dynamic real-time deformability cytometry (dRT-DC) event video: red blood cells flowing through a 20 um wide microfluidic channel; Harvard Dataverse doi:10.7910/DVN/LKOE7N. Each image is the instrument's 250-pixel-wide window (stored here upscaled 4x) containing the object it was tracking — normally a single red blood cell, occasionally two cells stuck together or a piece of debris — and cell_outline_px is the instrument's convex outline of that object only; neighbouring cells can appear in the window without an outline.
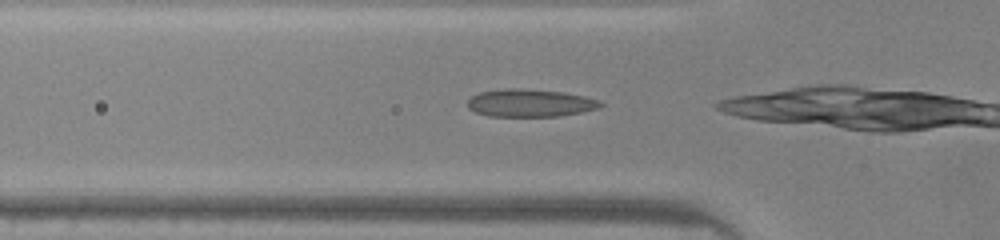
{"species": "common noctule bat (a hibernating species)", "species_latin": "Nyctalus noctula", "temperature_condition": "warm", "stored_images_in_passage": 12, "camera_frame_rate_fps": 3000, "um_per_image_px": 0.085, "animal": {"sex": "male", "body_mass_g": 20.0, "forearm_length_mm": 53.3}, "frame": {"image": 1, "passage_image": 10, "time_ms": 3.0, "image_size_px": [1000, 240], "cell_outline_px": [[604, 104], [600, 108], [560, 116], [488, 116], [476, 112], [468, 108], [468, 100], [472, 96], [480, 92], [504, 88], [520, 88], [564, 92], [584, 96], [600, 100]], "centroid_in_image_um": [45.07, 8.75], "position_along_channel_um": 80.7, "area_um2": 21.5}}